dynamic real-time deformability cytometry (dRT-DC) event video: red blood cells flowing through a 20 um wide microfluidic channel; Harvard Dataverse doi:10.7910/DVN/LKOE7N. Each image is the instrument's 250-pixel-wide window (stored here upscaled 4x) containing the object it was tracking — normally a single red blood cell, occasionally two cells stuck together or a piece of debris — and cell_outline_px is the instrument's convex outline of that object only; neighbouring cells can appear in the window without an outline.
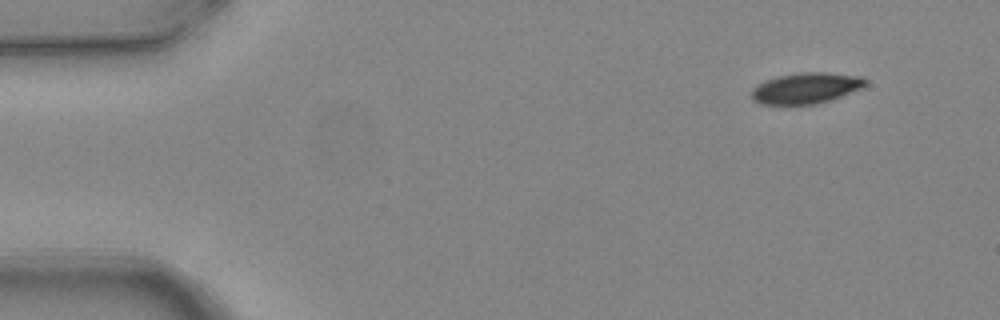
{"species": "common noctule bat (a hibernating species)", "species_latin": "Nyctalus noctula", "temperature_condition": "warm", "stored_images_in_passage": 2, "camera_frame_rate_fps": 3000, "um_per_image_px": 0.085, "animal": {"sex": "female", "body_mass_g": 24.6, "forearm_length_mm": 56.2}, "frame": {"image": 1, "passage_image": 1, "time_ms": 0.0, "image_size_px": [1000, 320], "cell_outline_px": [[868, 80], [860, 88], [840, 96], [816, 104], [760, 104], [752, 100], [752, 88], [756, 84], [764, 80], [776, 76], [804, 72], [828, 72], [864, 76]], "centroid_in_image_um": [68.47, 7.47], "position_along_channel_um": 16.5, "area_um2": 20.52}}